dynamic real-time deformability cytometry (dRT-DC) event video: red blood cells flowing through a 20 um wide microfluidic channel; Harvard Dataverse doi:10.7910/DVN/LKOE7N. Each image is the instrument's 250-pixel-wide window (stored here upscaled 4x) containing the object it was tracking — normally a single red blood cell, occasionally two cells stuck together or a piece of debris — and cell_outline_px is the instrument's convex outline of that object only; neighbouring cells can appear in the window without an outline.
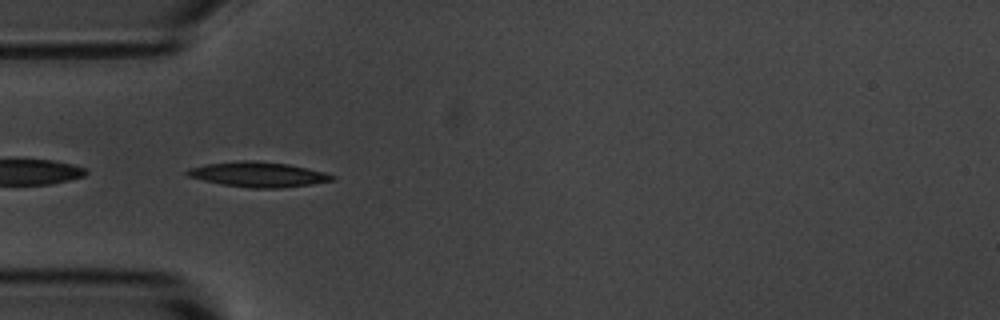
{"species": "common noctule bat (a hibernating species)", "species_latin": "Nyctalus noctula", "temperature_condition": "room temperature", "stored_images_in_passage": 5, "camera_frame_rate_fps": 3000, "um_per_image_px": 0.085, "animal": {"sex": "male", "body_mass_g": 20.1, "forearm_length_mm": 53.5}, "frame": {"image": 1, "passage_image": 4, "time_ms": 3.333, "image_size_px": [1000, 320], "cell_outline_px": [[336, 180], [312, 184], [280, 188], [252, 188], [220, 184], [188, 176], [184, 172], [188, 168], [204, 164], [240, 160], [256, 160], [288, 164], [324, 172], [336, 176]], "centroid_in_image_um": [21.94, 14.82], "position_along_channel_um": 63.1, "area_um2": 21.27}}